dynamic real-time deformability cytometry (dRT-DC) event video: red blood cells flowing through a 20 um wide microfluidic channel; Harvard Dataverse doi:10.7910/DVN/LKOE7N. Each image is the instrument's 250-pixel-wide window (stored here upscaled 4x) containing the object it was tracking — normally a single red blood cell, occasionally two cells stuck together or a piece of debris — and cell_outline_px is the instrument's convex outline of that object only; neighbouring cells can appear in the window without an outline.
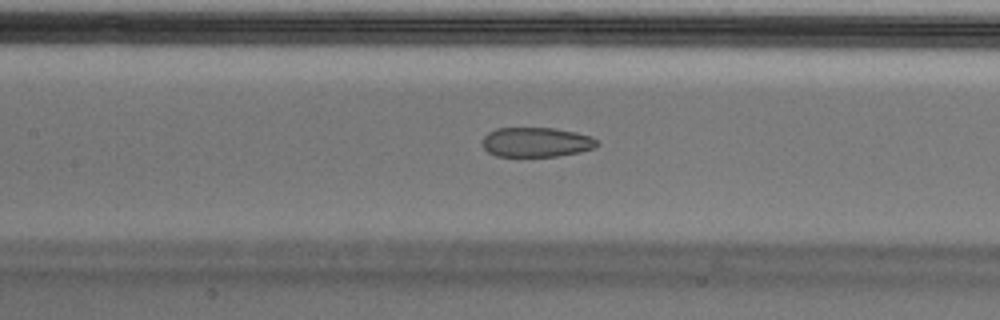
{"species": "Egyptian fruit bat (a non-hibernating species)", "species_latin": "Rousettus aegyptiacus", "temperature_condition": "cold", "stored_images_in_passage": 52, "camera_frame_rate_fps": 3000, "um_per_image_px": 0.085, "animal": {"sex": "male"}, "frame": {"image": 1, "passage_image": 23, "time_ms": 7.333, "image_size_px": [1000, 320], "cell_outline_px": [[600, 144], [592, 148], [580, 152], [556, 156], [496, 156], [488, 152], [480, 144], [484, 136], [488, 132], [496, 128], [552, 128], [576, 132], [592, 136]], "centroid_in_image_um": [45.56, 12.08], "position_along_channel_um": 161.8, "area_um2": 19.88}, "authors_computed_cell_mechanics": {"area_um2": 23.0333, "velocity_mm_per_s": 3.7282, "shape_relaxation_time_tau1_ms": null, "shape_relaxation_time_tau2_ms": 2.304, "deformation_change_tau1": null, "deformation_change_tau2": 0.0872}}